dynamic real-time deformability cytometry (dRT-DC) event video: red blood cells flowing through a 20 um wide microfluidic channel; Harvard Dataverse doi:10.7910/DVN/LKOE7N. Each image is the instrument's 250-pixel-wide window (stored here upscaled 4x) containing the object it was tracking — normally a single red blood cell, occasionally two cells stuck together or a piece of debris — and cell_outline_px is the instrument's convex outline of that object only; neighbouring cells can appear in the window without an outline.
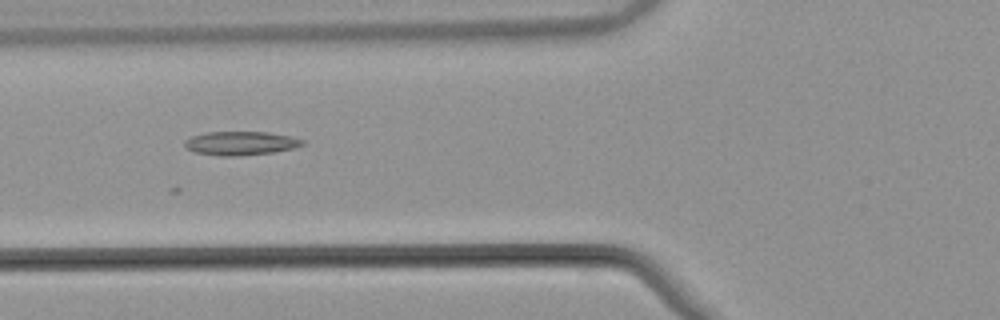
{"species": "common noctule bat (a hibernating species)", "species_latin": "Nyctalus noctula", "temperature_condition": "warm", "stored_images_in_passage": 26, "camera_frame_rate_fps": 3000, "um_per_image_px": 0.085, "animal": {"sex": "male", "body_mass_g": 21.5, "forearm_length_mm": 52.0}, "frame": {"image": 1, "passage_image": 5, "time_ms": 1.333, "image_size_px": [1000, 320], "cell_outline_px": [[304, 144], [292, 148], [272, 152], [236, 156], [220, 156], [196, 152], [184, 148], [184, 140], [192, 136], [208, 132], [268, 132], [292, 136], [304, 140]], "centroid_in_image_um": [20.43, 12.17], "position_along_channel_um": 105.4, "area_um2": 16.24}}
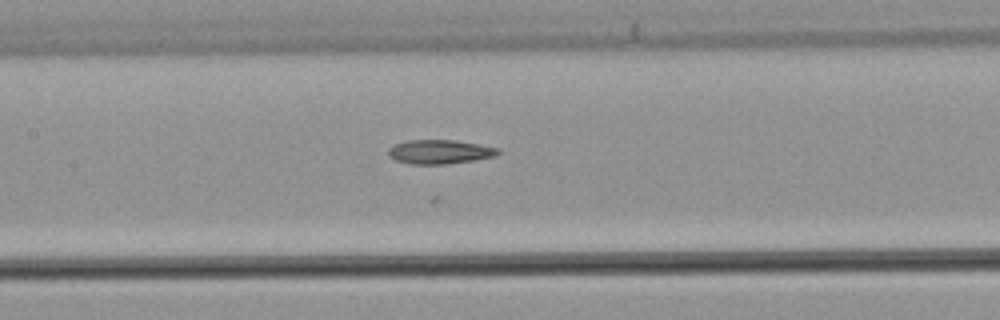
{"frame": {"image": 2, "passage_image": 10, "time_ms": 3.0, "image_size_px": [1000, 320], "cell_outline_px": [[500, 152], [496, 156], [472, 160], [444, 164], [408, 164], [396, 160], [388, 156], [388, 148], [396, 144], [408, 140], [456, 140], [480, 144], [500, 148]], "centroid_in_image_um": [37.38, 12.9], "position_along_channel_um": 170.0, "area_um2": 15.43}}